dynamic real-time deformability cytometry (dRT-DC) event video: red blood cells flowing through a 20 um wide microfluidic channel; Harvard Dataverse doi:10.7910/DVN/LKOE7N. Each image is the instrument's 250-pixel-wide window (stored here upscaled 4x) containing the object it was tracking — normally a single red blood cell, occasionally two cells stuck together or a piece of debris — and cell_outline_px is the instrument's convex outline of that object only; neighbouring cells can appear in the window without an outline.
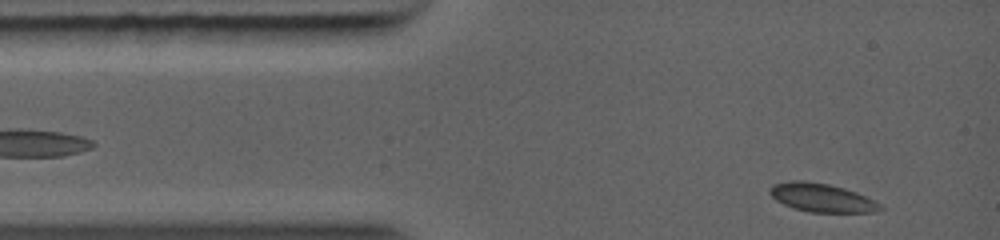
{"species": "common noctule bat (a hibernating species)", "species_latin": "Nyctalus noctula", "temperature_condition": "warm", "stored_images_in_passage": 3, "camera_frame_rate_fps": 5000, "um_per_image_px": 0.085, "animal": {"sex": "female", "body_mass_g": 19.0, "forearm_length_mm": 56.7}, "frame": {"image": 1, "passage_image": 1, "time_ms": 0.0, "image_size_px": [1000, 240], "cell_outline_px": [[868, 200], [864, 212], [812, 212], [796, 208], [784, 204], [776, 200], [772, 196], [772, 188], [780, 184], [824, 184], [840, 188], [852, 192]], "centroid_in_image_um": [69.62, 16.84], "position_along_channel_um": 15.4, "area_um2": 15.26}}
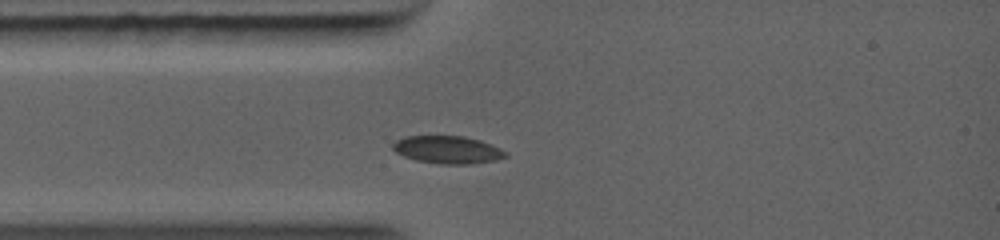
{"frame": {"image": 2, "passage_image": 3, "time_ms": 1.6, "image_size_px": [1000, 240], "cell_outline_px": [[504, 156], [488, 160], [464, 164], [448, 164], [420, 160], [396, 152], [392, 148], [400, 140], [408, 136], [460, 136], [476, 140], [496, 148], [504, 152]], "centroid_in_image_um": [37.97, 12.71], "position_along_channel_um": 47.0, "area_um2": 16.65}}